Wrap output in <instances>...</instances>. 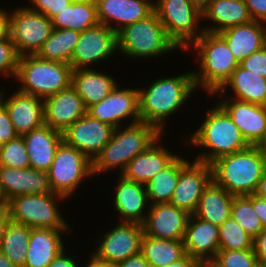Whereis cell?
Returning a JSON list of instances; mask_svg holds the SVG:
<instances>
[{
  "label": "cell",
  "instance_id": "ab89813d",
  "mask_svg": "<svg viewBox=\"0 0 266 267\" xmlns=\"http://www.w3.org/2000/svg\"><path fill=\"white\" fill-rule=\"evenodd\" d=\"M0 165L17 169L30 168L29 157L22 136L1 145Z\"/></svg>",
  "mask_w": 266,
  "mask_h": 267
},
{
  "label": "cell",
  "instance_id": "1f68e13d",
  "mask_svg": "<svg viewBox=\"0 0 266 267\" xmlns=\"http://www.w3.org/2000/svg\"><path fill=\"white\" fill-rule=\"evenodd\" d=\"M234 195L213 180L204 189L193 215L220 226L231 217Z\"/></svg>",
  "mask_w": 266,
  "mask_h": 267
},
{
  "label": "cell",
  "instance_id": "f35d334b",
  "mask_svg": "<svg viewBox=\"0 0 266 267\" xmlns=\"http://www.w3.org/2000/svg\"><path fill=\"white\" fill-rule=\"evenodd\" d=\"M253 249V238L232 217L219 226V250Z\"/></svg>",
  "mask_w": 266,
  "mask_h": 267
},
{
  "label": "cell",
  "instance_id": "7402d4cb",
  "mask_svg": "<svg viewBox=\"0 0 266 267\" xmlns=\"http://www.w3.org/2000/svg\"><path fill=\"white\" fill-rule=\"evenodd\" d=\"M226 97L219 104L230 115L247 143L255 146L266 133V106Z\"/></svg>",
  "mask_w": 266,
  "mask_h": 267
},
{
  "label": "cell",
  "instance_id": "4dcf8cb0",
  "mask_svg": "<svg viewBox=\"0 0 266 267\" xmlns=\"http://www.w3.org/2000/svg\"><path fill=\"white\" fill-rule=\"evenodd\" d=\"M117 84L113 77L93 68L72 71L71 86L86 109L106 98Z\"/></svg>",
  "mask_w": 266,
  "mask_h": 267
},
{
  "label": "cell",
  "instance_id": "f1b7e54d",
  "mask_svg": "<svg viewBox=\"0 0 266 267\" xmlns=\"http://www.w3.org/2000/svg\"><path fill=\"white\" fill-rule=\"evenodd\" d=\"M219 34L225 39L231 52L240 63L265 46L266 24L251 21L227 28Z\"/></svg>",
  "mask_w": 266,
  "mask_h": 267
},
{
  "label": "cell",
  "instance_id": "e575fe53",
  "mask_svg": "<svg viewBox=\"0 0 266 267\" xmlns=\"http://www.w3.org/2000/svg\"><path fill=\"white\" fill-rule=\"evenodd\" d=\"M51 22L55 29H71L81 33L99 23L96 2H72L55 15Z\"/></svg>",
  "mask_w": 266,
  "mask_h": 267
},
{
  "label": "cell",
  "instance_id": "e0dca14e",
  "mask_svg": "<svg viewBox=\"0 0 266 267\" xmlns=\"http://www.w3.org/2000/svg\"><path fill=\"white\" fill-rule=\"evenodd\" d=\"M143 222L144 235L150 237L183 240L189 214L170 202L150 204Z\"/></svg>",
  "mask_w": 266,
  "mask_h": 267
},
{
  "label": "cell",
  "instance_id": "cb8c5ba5",
  "mask_svg": "<svg viewBox=\"0 0 266 267\" xmlns=\"http://www.w3.org/2000/svg\"><path fill=\"white\" fill-rule=\"evenodd\" d=\"M183 241L186 254L198 262L215 258L219 251V226L192 214L188 219Z\"/></svg>",
  "mask_w": 266,
  "mask_h": 267
},
{
  "label": "cell",
  "instance_id": "4316f807",
  "mask_svg": "<svg viewBox=\"0 0 266 267\" xmlns=\"http://www.w3.org/2000/svg\"><path fill=\"white\" fill-rule=\"evenodd\" d=\"M71 230L31 228L24 267H48L53 259L66 247L62 235Z\"/></svg>",
  "mask_w": 266,
  "mask_h": 267
},
{
  "label": "cell",
  "instance_id": "f5cc1de1",
  "mask_svg": "<svg viewBox=\"0 0 266 267\" xmlns=\"http://www.w3.org/2000/svg\"><path fill=\"white\" fill-rule=\"evenodd\" d=\"M198 264L199 262L195 258L186 254L182 259L178 261L159 267H198Z\"/></svg>",
  "mask_w": 266,
  "mask_h": 267
},
{
  "label": "cell",
  "instance_id": "2e32d148",
  "mask_svg": "<svg viewBox=\"0 0 266 267\" xmlns=\"http://www.w3.org/2000/svg\"><path fill=\"white\" fill-rule=\"evenodd\" d=\"M211 181V164L195 159L192 162L189 161L180 171L170 203L192 215L204 189Z\"/></svg>",
  "mask_w": 266,
  "mask_h": 267
},
{
  "label": "cell",
  "instance_id": "9f6ffc18",
  "mask_svg": "<svg viewBox=\"0 0 266 267\" xmlns=\"http://www.w3.org/2000/svg\"><path fill=\"white\" fill-rule=\"evenodd\" d=\"M254 194L260 198L266 199V170L263 172Z\"/></svg>",
  "mask_w": 266,
  "mask_h": 267
},
{
  "label": "cell",
  "instance_id": "ffe728a7",
  "mask_svg": "<svg viewBox=\"0 0 266 267\" xmlns=\"http://www.w3.org/2000/svg\"><path fill=\"white\" fill-rule=\"evenodd\" d=\"M0 187L6 200L18 195L51 194L48 172L0 165Z\"/></svg>",
  "mask_w": 266,
  "mask_h": 267
},
{
  "label": "cell",
  "instance_id": "94428289",
  "mask_svg": "<svg viewBox=\"0 0 266 267\" xmlns=\"http://www.w3.org/2000/svg\"><path fill=\"white\" fill-rule=\"evenodd\" d=\"M0 267H17L0 251Z\"/></svg>",
  "mask_w": 266,
  "mask_h": 267
},
{
  "label": "cell",
  "instance_id": "7a4b0ae2",
  "mask_svg": "<svg viewBox=\"0 0 266 267\" xmlns=\"http://www.w3.org/2000/svg\"><path fill=\"white\" fill-rule=\"evenodd\" d=\"M201 126L191 133L186 145L204 148L207 152L199 154L195 160L211 164L216 159L247 149L250 145L234 124L230 115L218 103L207 110Z\"/></svg>",
  "mask_w": 266,
  "mask_h": 267
},
{
  "label": "cell",
  "instance_id": "836d02e7",
  "mask_svg": "<svg viewBox=\"0 0 266 267\" xmlns=\"http://www.w3.org/2000/svg\"><path fill=\"white\" fill-rule=\"evenodd\" d=\"M183 156H177L167 167L157 172L145 184L150 204L170 202L179 180L181 169L189 162Z\"/></svg>",
  "mask_w": 266,
  "mask_h": 267
},
{
  "label": "cell",
  "instance_id": "d4e9b609",
  "mask_svg": "<svg viewBox=\"0 0 266 267\" xmlns=\"http://www.w3.org/2000/svg\"><path fill=\"white\" fill-rule=\"evenodd\" d=\"M22 137L26 145L30 167L38 171L48 172L57 149L63 142L62 132L43 125L23 134Z\"/></svg>",
  "mask_w": 266,
  "mask_h": 267
},
{
  "label": "cell",
  "instance_id": "ba28073f",
  "mask_svg": "<svg viewBox=\"0 0 266 267\" xmlns=\"http://www.w3.org/2000/svg\"><path fill=\"white\" fill-rule=\"evenodd\" d=\"M66 199L58 193L18 195L8 200L7 212L11 221L30 228L72 230L58 206Z\"/></svg>",
  "mask_w": 266,
  "mask_h": 267
},
{
  "label": "cell",
  "instance_id": "11a10c76",
  "mask_svg": "<svg viewBox=\"0 0 266 267\" xmlns=\"http://www.w3.org/2000/svg\"><path fill=\"white\" fill-rule=\"evenodd\" d=\"M10 221L9 214L7 210L0 211V247L2 243V239L4 237V233L6 230V227Z\"/></svg>",
  "mask_w": 266,
  "mask_h": 267
},
{
  "label": "cell",
  "instance_id": "db71d44e",
  "mask_svg": "<svg viewBox=\"0 0 266 267\" xmlns=\"http://www.w3.org/2000/svg\"><path fill=\"white\" fill-rule=\"evenodd\" d=\"M87 267H116L115 263H111L108 261L100 260L93 254L91 255L88 263L86 264Z\"/></svg>",
  "mask_w": 266,
  "mask_h": 267
},
{
  "label": "cell",
  "instance_id": "30bf717a",
  "mask_svg": "<svg viewBox=\"0 0 266 267\" xmlns=\"http://www.w3.org/2000/svg\"><path fill=\"white\" fill-rule=\"evenodd\" d=\"M48 176L54 193L69 198L82 181L92 178V161L63 141L57 149Z\"/></svg>",
  "mask_w": 266,
  "mask_h": 267
},
{
  "label": "cell",
  "instance_id": "ee69618b",
  "mask_svg": "<svg viewBox=\"0 0 266 267\" xmlns=\"http://www.w3.org/2000/svg\"><path fill=\"white\" fill-rule=\"evenodd\" d=\"M239 65L255 74L266 78V47L252 53L250 56L242 60Z\"/></svg>",
  "mask_w": 266,
  "mask_h": 267
},
{
  "label": "cell",
  "instance_id": "f6af8a7d",
  "mask_svg": "<svg viewBox=\"0 0 266 267\" xmlns=\"http://www.w3.org/2000/svg\"><path fill=\"white\" fill-rule=\"evenodd\" d=\"M18 136L19 134L16 132L11 122L8 110L0 102V144L8 143Z\"/></svg>",
  "mask_w": 266,
  "mask_h": 267
},
{
  "label": "cell",
  "instance_id": "d590c367",
  "mask_svg": "<svg viewBox=\"0 0 266 267\" xmlns=\"http://www.w3.org/2000/svg\"><path fill=\"white\" fill-rule=\"evenodd\" d=\"M80 32L53 28L50 37L36 54L39 58L70 64Z\"/></svg>",
  "mask_w": 266,
  "mask_h": 267
},
{
  "label": "cell",
  "instance_id": "d6986e66",
  "mask_svg": "<svg viewBox=\"0 0 266 267\" xmlns=\"http://www.w3.org/2000/svg\"><path fill=\"white\" fill-rule=\"evenodd\" d=\"M99 23L116 33L124 26L145 19L154 11L151 0H95Z\"/></svg>",
  "mask_w": 266,
  "mask_h": 267
},
{
  "label": "cell",
  "instance_id": "44dd1931",
  "mask_svg": "<svg viewBox=\"0 0 266 267\" xmlns=\"http://www.w3.org/2000/svg\"><path fill=\"white\" fill-rule=\"evenodd\" d=\"M0 90V102L8 110L11 122L19 134L30 132L44 125L43 98L15 91L11 96L4 98Z\"/></svg>",
  "mask_w": 266,
  "mask_h": 267
},
{
  "label": "cell",
  "instance_id": "52a82bcc",
  "mask_svg": "<svg viewBox=\"0 0 266 267\" xmlns=\"http://www.w3.org/2000/svg\"><path fill=\"white\" fill-rule=\"evenodd\" d=\"M72 66L50 61L37 55L19 57L15 79L20 82L18 91L45 98L71 85Z\"/></svg>",
  "mask_w": 266,
  "mask_h": 267
},
{
  "label": "cell",
  "instance_id": "7c38bea8",
  "mask_svg": "<svg viewBox=\"0 0 266 267\" xmlns=\"http://www.w3.org/2000/svg\"><path fill=\"white\" fill-rule=\"evenodd\" d=\"M116 51H118L117 33L98 23L80 33L70 65L73 70L93 68L91 66L110 58Z\"/></svg>",
  "mask_w": 266,
  "mask_h": 267
},
{
  "label": "cell",
  "instance_id": "6da1fadb",
  "mask_svg": "<svg viewBox=\"0 0 266 267\" xmlns=\"http://www.w3.org/2000/svg\"><path fill=\"white\" fill-rule=\"evenodd\" d=\"M196 91L192 71L179 76L158 78L148 88H138L139 115L142 122L164 134L166 119L177 114Z\"/></svg>",
  "mask_w": 266,
  "mask_h": 267
},
{
  "label": "cell",
  "instance_id": "83f0119b",
  "mask_svg": "<svg viewBox=\"0 0 266 267\" xmlns=\"http://www.w3.org/2000/svg\"><path fill=\"white\" fill-rule=\"evenodd\" d=\"M203 19L214 22L213 26L203 28V31L213 33L253 21L245 0H210L202 11Z\"/></svg>",
  "mask_w": 266,
  "mask_h": 267
},
{
  "label": "cell",
  "instance_id": "be15d7a7",
  "mask_svg": "<svg viewBox=\"0 0 266 267\" xmlns=\"http://www.w3.org/2000/svg\"><path fill=\"white\" fill-rule=\"evenodd\" d=\"M72 2H89L94 0H71Z\"/></svg>",
  "mask_w": 266,
  "mask_h": 267
},
{
  "label": "cell",
  "instance_id": "ac0fdd59",
  "mask_svg": "<svg viewBox=\"0 0 266 267\" xmlns=\"http://www.w3.org/2000/svg\"><path fill=\"white\" fill-rule=\"evenodd\" d=\"M44 125L64 132L87 113L82 98L69 87L43 98Z\"/></svg>",
  "mask_w": 266,
  "mask_h": 267
},
{
  "label": "cell",
  "instance_id": "8fae6325",
  "mask_svg": "<svg viewBox=\"0 0 266 267\" xmlns=\"http://www.w3.org/2000/svg\"><path fill=\"white\" fill-rule=\"evenodd\" d=\"M52 30L51 20L28 6L10 12L9 36L19 56L36 55Z\"/></svg>",
  "mask_w": 266,
  "mask_h": 267
},
{
  "label": "cell",
  "instance_id": "5bb4252c",
  "mask_svg": "<svg viewBox=\"0 0 266 267\" xmlns=\"http://www.w3.org/2000/svg\"><path fill=\"white\" fill-rule=\"evenodd\" d=\"M87 113L96 120L117 128L141 121L139 115L138 89L121 88L117 84L106 98L90 106ZM133 119V120H132Z\"/></svg>",
  "mask_w": 266,
  "mask_h": 267
},
{
  "label": "cell",
  "instance_id": "bcb514c9",
  "mask_svg": "<svg viewBox=\"0 0 266 267\" xmlns=\"http://www.w3.org/2000/svg\"><path fill=\"white\" fill-rule=\"evenodd\" d=\"M253 21L266 24V0H245Z\"/></svg>",
  "mask_w": 266,
  "mask_h": 267
},
{
  "label": "cell",
  "instance_id": "603a6c76",
  "mask_svg": "<svg viewBox=\"0 0 266 267\" xmlns=\"http://www.w3.org/2000/svg\"><path fill=\"white\" fill-rule=\"evenodd\" d=\"M118 178L113 205L121 217L120 222L143 224L147 216L145 209L150 207L145 184L128 180L122 175Z\"/></svg>",
  "mask_w": 266,
  "mask_h": 267
},
{
  "label": "cell",
  "instance_id": "680465c9",
  "mask_svg": "<svg viewBox=\"0 0 266 267\" xmlns=\"http://www.w3.org/2000/svg\"><path fill=\"white\" fill-rule=\"evenodd\" d=\"M255 146L258 148L266 164V133L264 134L263 138Z\"/></svg>",
  "mask_w": 266,
  "mask_h": 267
},
{
  "label": "cell",
  "instance_id": "3957f363",
  "mask_svg": "<svg viewBox=\"0 0 266 267\" xmlns=\"http://www.w3.org/2000/svg\"><path fill=\"white\" fill-rule=\"evenodd\" d=\"M193 47L197 50L198 57H195L200 65V71H192L195 88H203L212 95L231 77L239 62L219 33L203 31L185 50Z\"/></svg>",
  "mask_w": 266,
  "mask_h": 267
},
{
  "label": "cell",
  "instance_id": "8d00e7d4",
  "mask_svg": "<svg viewBox=\"0 0 266 267\" xmlns=\"http://www.w3.org/2000/svg\"><path fill=\"white\" fill-rule=\"evenodd\" d=\"M31 228L9 221L0 251L17 267H24Z\"/></svg>",
  "mask_w": 266,
  "mask_h": 267
},
{
  "label": "cell",
  "instance_id": "c3c4849f",
  "mask_svg": "<svg viewBox=\"0 0 266 267\" xmlns=\"http://www.w3.org/2000/svg\"><path fill=\"white\" fill-rule=\"evenodd\" d=\"M75 258L66 255V248L63 249L48 265V267H79V264L76 263Z\"/></svg>",
  "mask_w": 266,
  "mask_h": 267
},
{
  "label": "cell",
  "instance_id": "4fadbf2b",
  "mask_svg": "<svg viewBox=\"0 0 266 267\" xmlns=\"http://www.w3.org/2000/svg\"><path fill=\"white\" fill-rule=\"evenodd\" d=\"M143 235L142 224L118 221L114 228L98 239L97 249L92 254L100 260L116 264L141 253Z\"/></svg>",
  "mask_w": 266,
  "mask_h": 267
},
{
  "label": "cell",
  "instance_id": "9a60e30c",
  "mask_svg": "<svg viewBox=\"0 0 266 267\" xmlns=\"http://www.w3.org/2000/svg\"><path fill=\"white\" fill-rule=\"evenodd\" d=\"M114 129L112 125L93 119L86 113L62 133L63 141L93 161L110 141Z\"/></svg>",
  "mask_w": 266,
  "mask_h": 267
},
{
  "label": "cell",
  "instance_id": "60d3db41",
  "mask_svg": "<svg viewBox=\"0 0 266 267\" xmlns=\"http://www.w3.org/2000/svg\"><path fill=\"white\" fill-rule=\"evenodd\" d=\"M215 259L223 267H260L253 249L219 250Z\"/></svg>",
  "mask_w": 266,
  "mask_h": 267
},
{
  "label": "cell",
  "instance_id": "8992f818",
  "mask_svg": "<svg viewBox=\"0 0 266 267\" xmlns=\"http://www.w3.org/2000/svg\"><path fill=\"white\" fill-rule=\"evenodd\" d=\"M175 49L180 48L167 35L155 11L117 32V50L130 58L158 57Z\"/></svg>",
  "mask_w": 266,
  "mask_h": 267
},
{
  "label": "cell",
  "instance_id": "484cf974",
  "mask_svg": "<svg viewBox=\"0 0 266 267\" xmlns=\"http://www.w3.org/2000/svg\"><path fill=\"white\" fill-rule=\"evenodd\" d=\"M158 138L147 150L136 155L126 166L121 175L131 181L148 183L153 176L167 167L178 154H173L168 148L159 144Z\"/></svg>",
  "mask_w": 266,
  "mask_h": 267
},
{
  "label": "cell",
  "instance_id": "277c9868",
  "mask_svg": "<svg viewBox=\"0 0 266 267\" xmlns=\"http://www.w3.org/2000/svg\"><path fill=\"white\" fill-rule=\"evenodd\" d=\"M161 136L163 134L155 126L142 121L115 128L110 141L92 161L93 176L116 168L121 175L136 155L147 150Z\"/></svg>",
  "mask_w": 266,
  "mask_h": 267
},
{
  "label": "cell",
  "instance_id": "6125c7cd",
  "mask_svg": "<svg viewBox=\"0 0 266 267\" xmlns=\"http://www.w3.org/2000/svg\"><path fill=\"white\" fill-rule=\"evenodd\" d=\"M7 200L5 196L3 195V192L0 187V211L7 210Z\"/></svg>",
  "mask_w": 266,
  "mask_h": 267
},
{
  "label": "cell",
  "instance_id": "5b68a950",
  "mask_svg": "<svg viewBox=\"0 0 266 267\" xmlns=\"http://www.w3.org/2000/svg\"><path fill=\"white\" fill-rule=\"evenodd\" d=\"M212 180L234 196L254 194L266 170L256 146L222 156L211 163Z\"/></svg>",
  "mask_w": 266,
  "mask_h": 267
},
{
  "label": "cell",
  "instance_id": "74e56055",
  "mask_svg": "<svg viewBox=\"0 0 266 267\" xmlns=\"http://www.w3.org/2000/svg\"><path fill=\"white\" fill-rule=\"evenodd\" d=\"M231 217L254 239L264 228L253 208V194L234 196Z\"/></svg>",
  "mask_w": 266,
  "mask_h": 267
},
{
  "label": "cell",
  "instance_id": "681fc988",
  "mask_svg": "<svg viewBox=\"0 0 266 267\" xmlns=\"http://www.w3.org/2000/svg\"><path fill=\"white\" fill-rule=\"evenodd\" d=\"M116 267H150L144 256L139 253L135 256L128 257L127 259L117 262Z\"/></svg>",
  "mask_w": 266,
  "mask_h": 267
},
{
  "label": "cell",
  "instance_id": "d6a6232c",
  "mask_svg": "<svg viewBox=\"0 0 266 267\" xmlns=\"http://www.w3.org/2000/svg\"><path fill=\"white\" fill-rule=\"evenodd\" d=\"M141 254L150 267L165 266L186 255L183 240L162 239L143 235Z\"/></svg>",
  "mask_w": 266,
  "mask_h": 267
},
{
  "label": "cell",
  "instance_id": "b9f144b4",
  "mask_svg": "<svg viewBox=\"0 0 266 267\" xmlns=\"http://www.w3.org/2000/svg\"><path fill=\"white\" fill-rule=\"evenodd\" d=\"M19 55L10 36L0 41V76L16 77Z\"/></svg>",
  "mask_w": 266,
  "mask_h": 267
},
{
  "label": "cell",
  "instance_id": "f546056e",
  "mask_svg": "<svg viewBox=\"0 0 266 267\" xmlns=\"http://www.w3.org/2000/svg\"><path fill=\"white\" fill-rule=\"evenodd\" d=\"M227 87L233 90L230 98L266 106V78L248 71L240 65L235 69L225 84L212 94V97L217 95L221 98L225 90H227Z\"/></svg>",
  "mask_w": 266,
  "mask_h": 267
},
{
  "label": "cell",
  "instance_id": "6f0895ef",
  "mask_svg": "<svg viewBox=\"0 0 266 267\" xmlns=\"http://www.w3.org/2000/svg\"><path fill=\"white\" fill-rule=\"evenodd\" d=\"M198 267H223V265L215 258H208L199 261Z\"/></svg>",
  "mask_w": 266,
  "mask_h": 267
},
{
  "label": "cell",
  "instance_id": "f907efd6",
  "mask_svg": "<svg viewBox=\"0 0 266 267\" xmlns=\"http://www.w3.org/2000/svg\"><path fill=\"white\" fill-rule=\"evenodd\" d=\"M253 208L260 217L263 228L266 229V199L253 194Z\"/></svg>",
  "mask_w": 266,
  "mask_h": 267
},
{
  "label": "cell",
  "instance_id": "7bdbcfd3",
  "mask_svg": "<svg viewBox=\"0 0 266 267\" xmlns=\"http://www.w3.org/2000/svg\"><path fill=\"white\" fill-rule=\"evenodd\" d=\"M28 7L36 12L44 14L50 20L68 5L72 3L71 0H29Z\"/></svg>",
  "mask_w": 266,
  "mask_h": 267
},
{
  "label": "cell",
  "instance_id": "7dc6e473",
  "mask_svg": "<svg viewBox=\"0 0 266 267\" xmlns=\"http://www.w3.org/2000/svg\"><path fill=\"white\" fill-rule=\"evenodd\" d=\"M253 250L258 258L259 266H266V229L253 239Z\"/></svg>",
  "mask_w": 266,
  "mask_h": 267
},
{
  "label": "cell",
  "instance_id": "816d5d0a",
  "mask_svg": "<svg viewBox=\"0 0 266 267\" xmlns=\"http://www.w3.org/2000/svg\"><path fill=\"white\" fill-rule=\"evenodd\" d=\"M9 15V11L0 8V41L9 36Z\"/></svg>",
  "mask_w": 266,
  "mask_h": 267
},
{
  "label": "cell",
  "instance_id": "91938a15",
  "mask_svg": "<svg viewBox=\"0 0 266 267\" xmlns=\"http://www.w3.org/2000/svg\"><path fill=\"white\" fill-rule=\"evenodd\" d=\"M193 6H195L199 11H203L210 0H188Z\"/></svg>",
  "mask_w": 266,
  "mask_h": 267
},
{
  "label": "cell",
  "instance_id": "9c48e42d",
  "mask_svg": "<svg viewBox=\"0 0 266 267\" xmlns=\"http://www.w3.org/2000/svg\"><path fill=\"white\" fill-rule=\"evenodd\" d=\"M154 3V11L167 35L179 48L185 51L203 33L199 27L202 12L188 0H155Z\"/></svg>",
  "mask_w": 266,
  "mask_h": 267
}]
</instances>
